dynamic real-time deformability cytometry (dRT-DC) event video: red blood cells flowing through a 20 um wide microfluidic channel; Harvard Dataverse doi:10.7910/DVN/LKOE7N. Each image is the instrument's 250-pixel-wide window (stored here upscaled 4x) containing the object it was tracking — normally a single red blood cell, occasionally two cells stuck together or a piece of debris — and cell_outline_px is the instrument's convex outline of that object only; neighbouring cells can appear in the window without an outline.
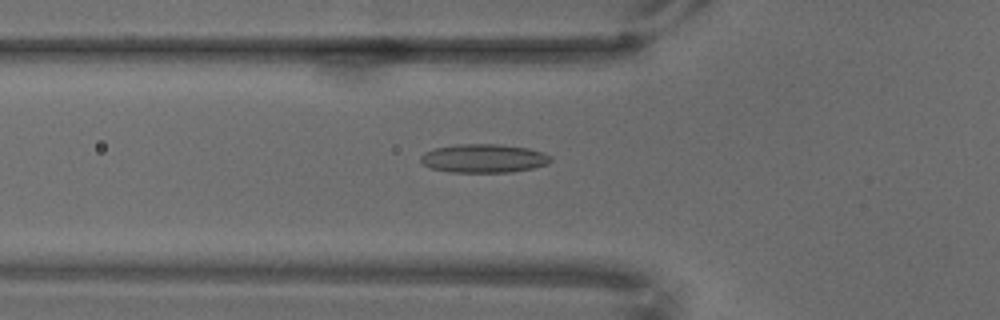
{"species": "common noctule bat (a hibernating species)", "species_latin": "Nyctalus noctula", "temperature_condition": "warm", "stored_images_in_passage": 68, "camera_frame_rate_fps": 3000, "um_per_image_px": 0.085, "animal": {"sex": "male", "body_mass_g": 18.8}, "frame": {"image": 1, "passage_image": 24, "time_ms": 7.667, "image_size_px": [1000, 320], "cell_outline_px": [[552, 160], [548, 164], [532, 168], [512, 172], [452, 172], [432, 168], [424, 164], [420, 160], [420, 156], [424, 152], [436, 148], [456, 144], [500, 144], [528, 148], [544, 152], [552, 156]], "centroid_in_image_um": [41.16, 13.45], "position_along_channel_um": 84.6, "area_um2": 21.73}}
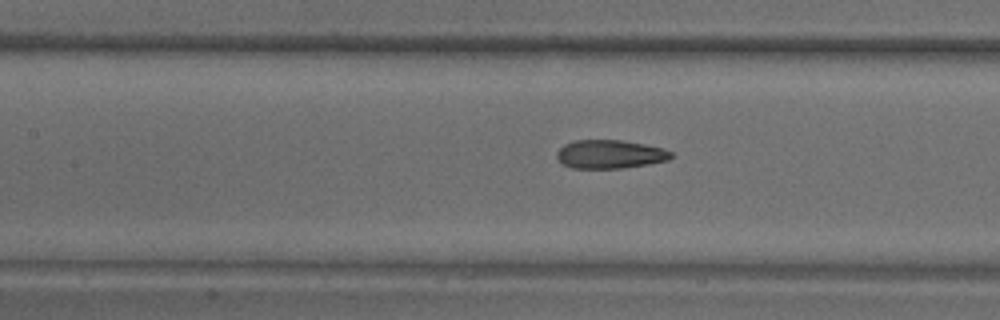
{"frame": {"image": 2, "passage_image": 31, "time_ms": 10.0, "image_size_px": [1000, 320], "cell_outline_px": [[672, 156], [668, 160], [648, 164], [620, 168], [572, 168], [564, 164], [556, 156], [556, 152], [564, 144], [572, 140], [620, 140], [644, 144], [664, 148], [672, 152]], "centroid_in_image_um": [51.84, 13.1], "position_along_channel_um": 155.6, "area_um2": 18.96}}
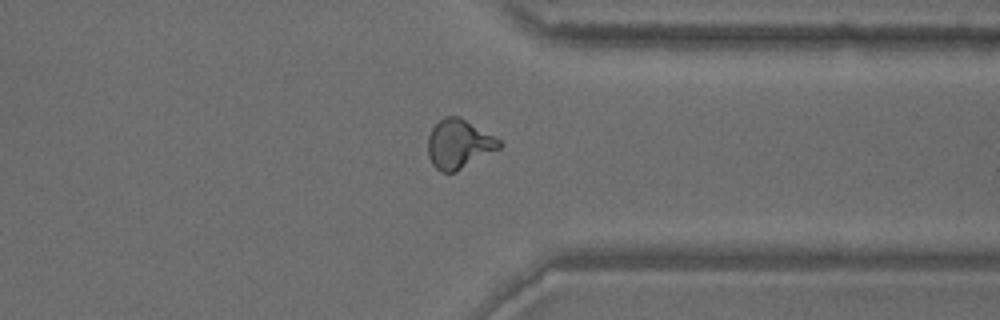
{"frame": {"image": 3, "passage_image": 53, "time_ms": 17.333, "image_size_px": [1000, 320], "cell_outline_px": [[504, 144], [500, 148], [456, 172], [440, 172], [432, 164], [428, 156], [428, 136], [432, 128], [444, 116], [460, 116], [496, 136]], "centroid_in_image_um": [39.02, 12.23], "position_along_channel_um": 372.4, "area_um2": 20.63}}